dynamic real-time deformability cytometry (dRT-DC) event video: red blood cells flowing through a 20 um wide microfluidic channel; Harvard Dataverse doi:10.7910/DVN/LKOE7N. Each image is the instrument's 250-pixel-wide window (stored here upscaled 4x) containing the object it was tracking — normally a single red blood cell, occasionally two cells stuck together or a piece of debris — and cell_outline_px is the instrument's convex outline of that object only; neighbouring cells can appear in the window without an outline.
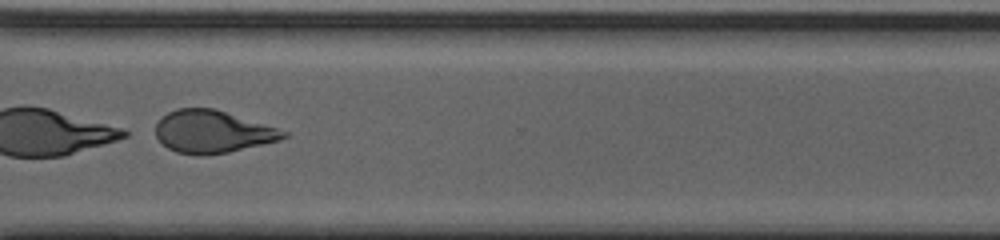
{"species": "human", "species_latin": "Homo sapiens", "temperature_condition": "cold", "stored_images_in_passage": 53, "segment_of_instrument_passage": [2, 2], "camera_frame_rate_fps": 3000, "um_per_image_px": 0.085, "donor": {"sex": "male"}, "frame": {"image": 1, "passage_image": 42, "time_ms": 13.667, "image_size_px": [1000, 240], "cell_outline_px": [[288, 136], [280, 140], [228, 152], [200, 156], [176, 152], [168, 148], [156, 136], [156, 124], [168, 112], [176, 108], [212, 108], [276, 128], [288, 132]], "centroid_in_image_um": [18.04, 11.2], "position_along_channel_um": 352.6, "area_um2": 31.15}}